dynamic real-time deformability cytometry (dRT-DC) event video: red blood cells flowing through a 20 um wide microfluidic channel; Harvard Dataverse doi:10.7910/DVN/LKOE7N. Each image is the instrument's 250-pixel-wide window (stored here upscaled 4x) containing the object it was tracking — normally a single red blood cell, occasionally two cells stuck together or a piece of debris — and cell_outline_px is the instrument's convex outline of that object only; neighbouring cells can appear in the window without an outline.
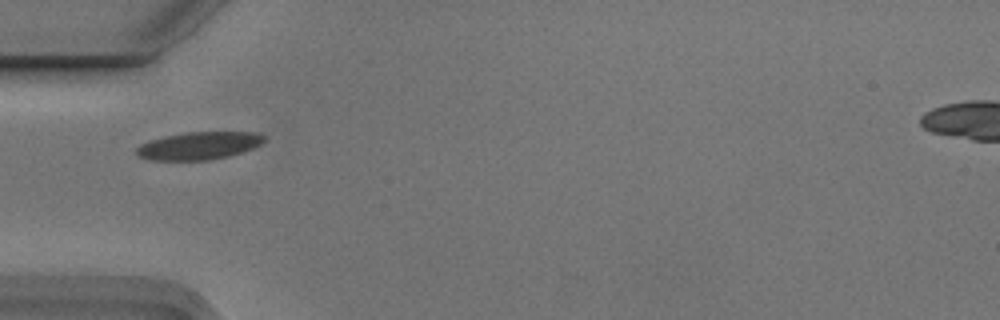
{"species": "Egyptian fruit bat (a non-hibernating species)", "species_latin": "Rousettus aegyptiacus", "temperature_condition": "cold", "stored_images_in_passage": 3, "camera_frame_rate_fps": 3000, "um_per_image_px": 0.085, "animal": {"sex": "male"}, "frame": {"image": 1, "passage_image": 1, "time_ms": 0.0, "image_size_px": [1000, 320], "cell_outline_px": [[264, 140], [260, 144], [252, 148], [228, 156], [208, 160], [152, 160], [136, 156], [136, 148], [140, 144], [164, 136], [184, 132], [260, 132], [264, 136]], "centroid_in_image_um": [16.88, 12.38], "position_along_channel_um": 68.1, "area_um2": 20.52}}
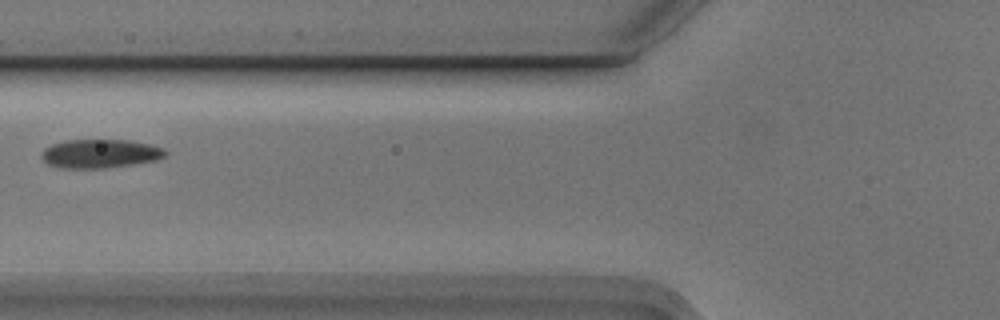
{"frame": {"image": 2, "passage_image": 2, "time_ms": 0.333, "image_size_px": [1000, 320], "cell_outline_px": [[168, 152], [164, 156], [156, 160], [132, 164], [104, 168], [60, 168], [48, 164], [40, 156], [40, 152], [44, 148], [52, 144], [64, 140], [128, 140], [148, 144], [164, 148]], "centroid_in_image_um": [8.47, 13.05], "position_along_channel_um": 117.3, "area_um2": 20.75}}
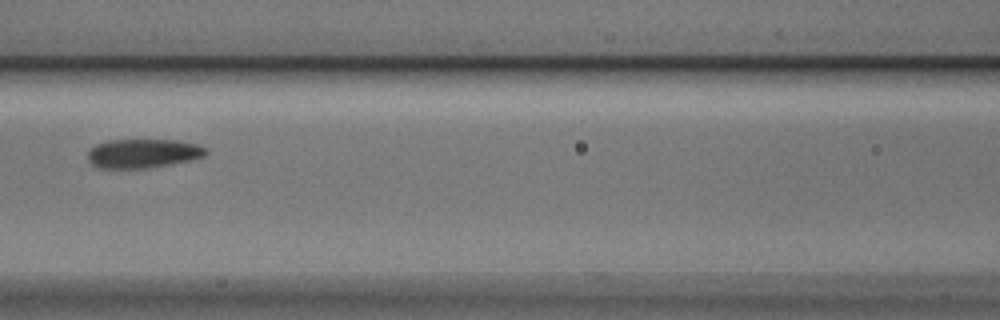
{"frame": {"image": 3, "passage_image": 3, "time_ms": 0.667, "image_size_px": [1000, 320], "cell_outline_px": [[208, 152], [204, 156], [192, 160], [148, 168], [96, 168], [88, 160], [88, 152], [96, 144], [108, 140], [176, 140], [196, 144], [208, 148]], "centroid_in_image_um": [12.17, 13.04], "position_along_channel_um": 154.4, "area_um2": 20.06}}